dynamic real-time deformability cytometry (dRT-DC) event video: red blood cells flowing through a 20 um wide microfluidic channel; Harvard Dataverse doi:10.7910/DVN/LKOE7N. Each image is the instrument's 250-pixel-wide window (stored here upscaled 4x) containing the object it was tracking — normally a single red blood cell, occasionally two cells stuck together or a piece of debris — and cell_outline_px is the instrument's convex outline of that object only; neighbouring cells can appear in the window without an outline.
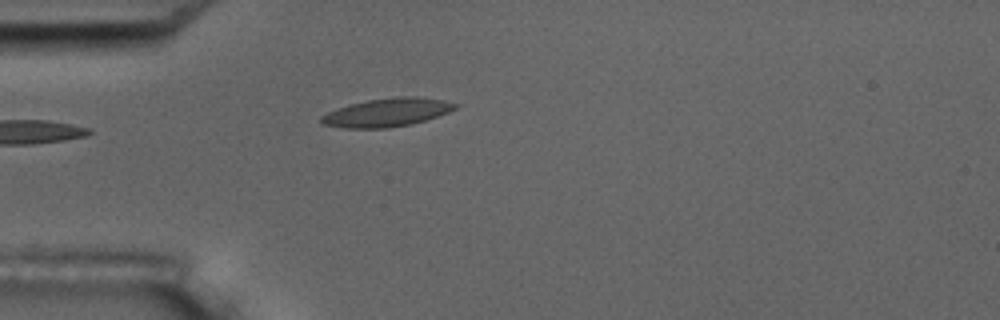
{"species": "common noctule bat (a hibernating species)", "species_latin": "Nyctalus noctula", "temperature_condition": "room temperature", "stored_images_in_passage": 5, "camera_frame_rate_fps": 3000, "um_per_image_px": 0.085, "animal": {"sex": "male", "body_mass_g": 17.5, "forearm_length_mm": 52.3}, "frame": {"image": 1, "passage_image": 5, "time_ms": 4.333, "image_size_px": [1000, 320], "cell_outline_px": [[460, 104], [456, 108], [448, 112], [412, 124], [388, 128], [344, 128], [324, 124], [320, 120], [320, 116], [336, 108], [368, 100], [396, 96], [412, 96], [444, 100]], "centroid_in_image_um": [32.9, 9.55], "position_along_channel_um": 52.1, "area_um2": 22.02}}